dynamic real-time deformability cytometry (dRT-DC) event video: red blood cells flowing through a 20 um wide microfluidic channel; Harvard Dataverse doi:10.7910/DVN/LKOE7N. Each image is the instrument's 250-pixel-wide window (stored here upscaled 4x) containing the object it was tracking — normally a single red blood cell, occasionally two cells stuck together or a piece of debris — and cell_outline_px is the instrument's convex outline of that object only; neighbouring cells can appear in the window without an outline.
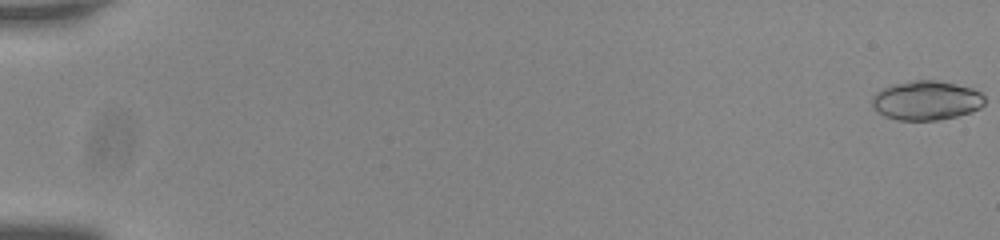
{"species": "common noctule bat (a hibernating species)", "species_latin": "Nyctalus noctula", "temperature_condition": "room temperature", "stored_images_in_passage": 57, "camera_frame_rate_fps": 3000, "um_per_image_px": 0.085, "animal": {"sex": "male", "body_mass_g": 20.0, "forearm_length_mm": 53.3}, "frame": {"image": 1, "passage_image": 1, "time_ms": 0.0, "image_size_px": [1000, 240], "cell_outline_px": [[984, 104], [980, 108], [972, 112], [940, 120], [896, 120], [884, 116], [876, 112], [872, 108], [872, 96], [876, 92], [892, 84], [912, 80], [936, 80], [972, 88], [980, 92], [984, 96]], "centroid_in_image_um": [78.71, 8.54], "position_along_channel_um": 6.3, "area_um2": 26.01}}
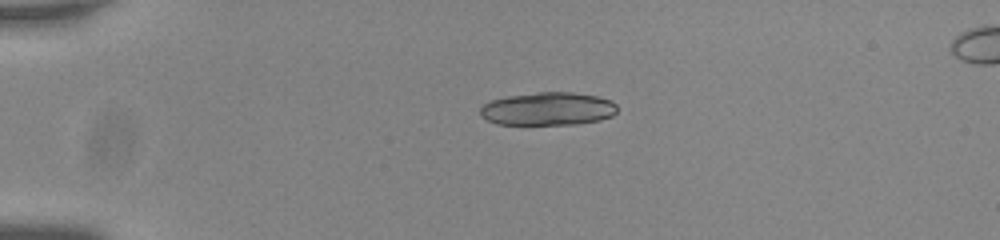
{"frame": {"image": 2, "passage_image": 15, "time_ms": 4.667, "image_size_px": [1000, 240], "cell_outline_px": [[616, 112], [612, 116], [600, 120], [576, 124], [496, 124], [480, 116], [480, 108], [484, 104], [492, 100], [508, 96], [540, 92], [572, 92], [596, 96], [612, 100], [616, 104]], "centroid_in_image_um": [46.58, 9.25], "position_along_channel_um": 38.4, "area_um2": 26.36}, "authors_computed_cell_mechanics": {"area_um2": 25.3164, "velocity_mm_per_s": 3.7646, "shape_relaxation_time_tau1_ms": 7.3908, "shape_relaxation_time_tau2_ms": 1.3654, "deformation_change_tau1": 0.2124, "deformation_change_tau2": 0.0513}}